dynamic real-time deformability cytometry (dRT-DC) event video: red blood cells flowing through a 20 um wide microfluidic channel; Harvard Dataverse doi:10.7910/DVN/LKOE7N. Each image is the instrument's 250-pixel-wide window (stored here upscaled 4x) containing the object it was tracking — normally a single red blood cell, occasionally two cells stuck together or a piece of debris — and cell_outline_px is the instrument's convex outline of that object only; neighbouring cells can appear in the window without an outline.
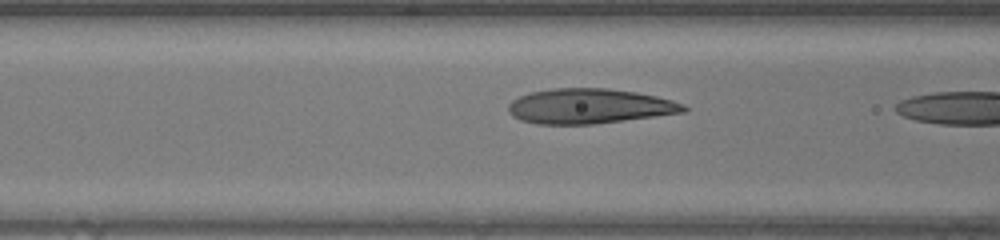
{"species": "human", "species_latin": "Homo sapiens", "temperature_condition": "warm", "stored_images_in_passage": 17, "camera_frame_rate_fps": 3000, "um_per_image_px": 0.085, "donor": {"sex": "female"}, "frame": {"image": 1, "passage_image": 16, "time_ms": 5.0, "image_size_px": [1000, 240], "cell_outline_px": [[688, 108], [684, 112], [624, 120], [592, 124], [536, 124], [520, 120], [512, 116], [508, 112], [508, 104], [512, 100], [528, 92], [552, 88], [608, 88], [636, 92], [656, 96], [672, 100], [684, 104]], "centroid_in_image_um": [50.05, 9.02], "position_along_channel_um": 116.5, "area_um2": 35.78}}